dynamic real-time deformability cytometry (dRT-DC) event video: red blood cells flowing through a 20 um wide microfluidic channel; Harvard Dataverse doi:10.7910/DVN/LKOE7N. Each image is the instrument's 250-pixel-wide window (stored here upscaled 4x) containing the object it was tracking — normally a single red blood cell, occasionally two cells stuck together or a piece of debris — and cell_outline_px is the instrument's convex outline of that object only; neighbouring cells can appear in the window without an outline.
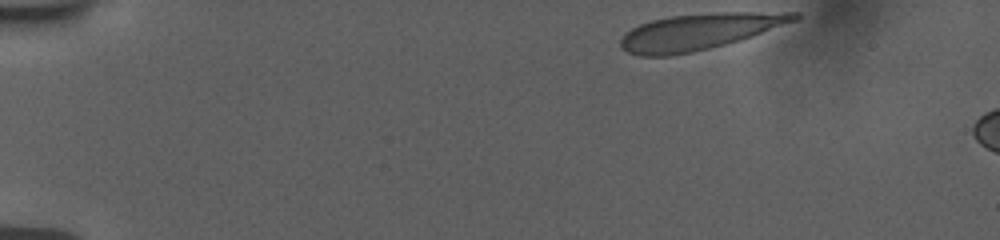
{"species": "human", "species_latin": "Homo sapiens", "temperature_condition": "room temperature", "stored_images_in_passage": 11, "camera_frame_rate_fps": 3000, "um_per_image_px": 0.085, "donor": {"sex": "female"}, "frame": {"image": 1, "passage_image": 1, "time_ms": 0.0, "image_size_px": [1000, 240], "cell_outline_px": [[800, 16], [796, 20], [724, 44], [692, 52], [668, 56], [640, 56], [628, 52], [620, 48], [620, 40], [624, 32], [640, 24], [652, 20], [668, 16], [712, 12], [800, 12]], "centroid_in_image_um": [59.34, 2.67], "position_along_channel_um": 25.7, "area_um2": 36.18}}